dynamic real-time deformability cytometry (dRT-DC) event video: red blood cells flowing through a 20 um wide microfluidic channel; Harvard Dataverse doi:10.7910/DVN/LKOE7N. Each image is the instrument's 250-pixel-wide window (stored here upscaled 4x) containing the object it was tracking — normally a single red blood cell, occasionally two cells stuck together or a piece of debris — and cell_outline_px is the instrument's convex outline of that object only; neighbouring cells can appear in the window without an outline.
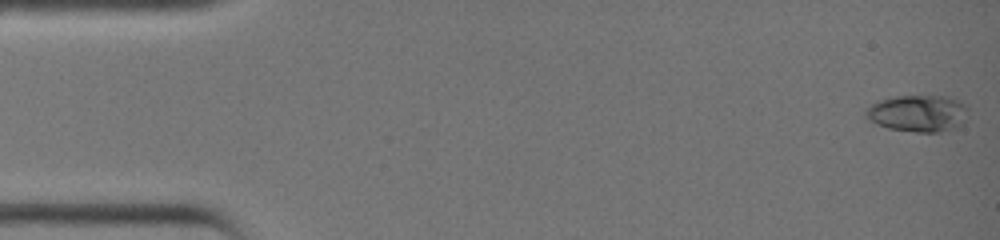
{"species": "common noctule bat (a hibernating species)", "species_latin": "Nyctalus noctula", "temperature_condition": "warm", "stored_images_in_passage": 39, "segment_of_instrument_passage": [1, 2], "camera_frame_rate_fps": 3000, "um_per_image_px": 0.085, "animal": {"sex": "female", "body_mass_g": 19.0, "forearm_length_mm": 51.5}, "frame": {"image": 1, "passage_image": 1, "time_ms": 0.0, "image_size_px": [1000, 240], "cell_outline_px": [[968, 108], [964, 120], [960, 124], [952, 128], [940, 132], [916, 132], [888, 128], [876, 124], [868, 120], [864, 116], [864, 112], [876, 100], [896, 96], [948, 96], [964, 104]], "centroid_in_image_um": [77.97, 9.63], "position_along_channel_um": 7.0, "area_um2": 21.91}}
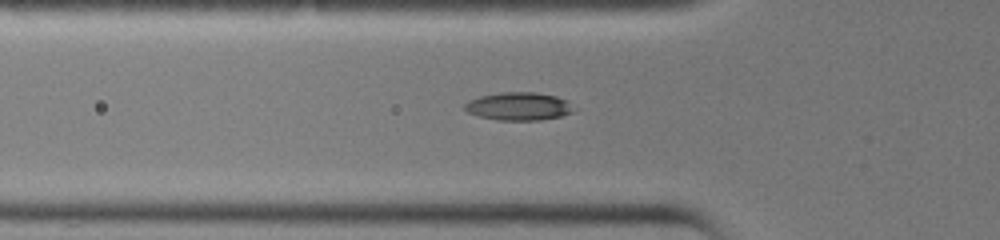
{"frame": {"image": 2, "passage_image": 14, "time_ms": 4.333, "image_size_px": [1000, 240], "cell_outline_px": [[572, 112], [560, 116], [540, 120], [496, 120], [480, 116], [468, 112], [464, 108], [464, 104], [468, 100], [480, 96], [500, 92], [536, 92], [556, 96], [568, 100]], "centroid_in_image_um": [44.05, 9.03], "position_along_channel_um": 81.7, "area_um2": 17.69}}
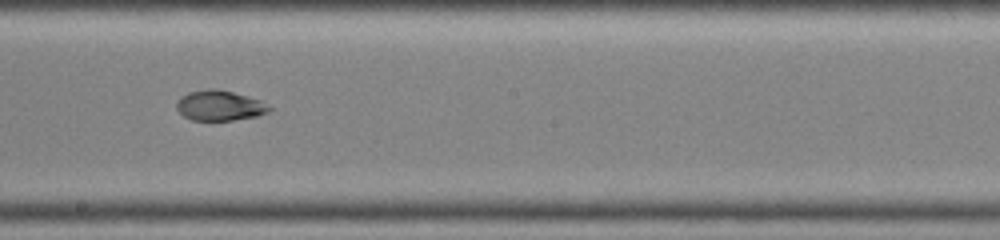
{"frame": {"image": 3, "passage_image": 23, "time_ms": 7.333, "image_size_px": [1000, 240], "cell_outline_px": [[272, 108], [268, 112], [256, 116], [232, 120], [192, 120], [184, 116], [176, 108], [176, 100], [180, 96], [188, 92], [208, 88], [216, 88], [248, 96], [260, 100]], "centroid_in_image_um": [18.63, 8.96], "position_along_channel_um": 229.6, "area_um2": 16.36}}